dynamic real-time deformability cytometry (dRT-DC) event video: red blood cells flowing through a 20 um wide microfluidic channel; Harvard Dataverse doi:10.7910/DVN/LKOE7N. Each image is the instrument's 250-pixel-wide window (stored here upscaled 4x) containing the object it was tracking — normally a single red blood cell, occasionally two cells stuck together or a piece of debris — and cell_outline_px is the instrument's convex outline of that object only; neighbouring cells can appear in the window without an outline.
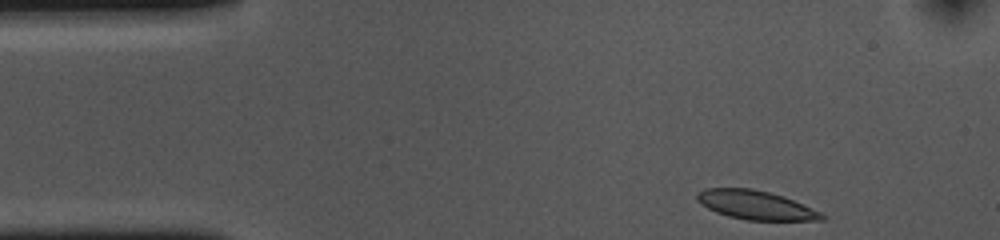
{"species": "common noctule bat (a hibernating species)", "species_latin": "Nyctalus noctula", "temperature_condition": "cold", "stored_images_in_passage": 39, "camera_frame_rate_fps": 3000, "um_per_image_px": 0.085, "animal": {"sex": "female", "body_mass_g": 10.0, "forearm_length_mm": 53.1}, "frame": {"image": 1, "passage_image": 1, "time_ms": 0.0, "image_size_px": [1000, 240], "cell_outline_px": [[828, 216], [824, 220], [748, 220], [728, 216], [716, 212], [708, 208], [696, 200], [696, 192], [704, 188], [752, 188], [784, 196], [820, 212]], "centroid_in_image_um": [64.21, 17.42], "position_along_channel_um": 20.8, "area_um2": 20.98}}
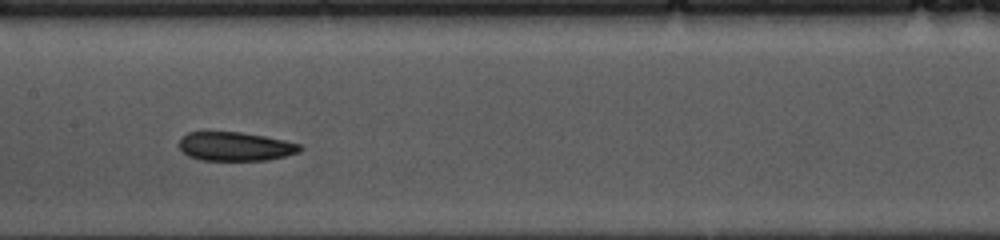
{"frame": {"image": 2, "passage_image": 20, "time_ms": 6.333, "image_size_px": [1000, 240], "cell_outline_px": [[304, 148], [300, 152], [268, 160], [200, 160], [188, 156], [180, 148], [180, 136], [188, 132], [240, 132], [264, 136], [284, 140], [300, 144]], "centroid_in_image_um": [20.01, 12.45], "position_along_channel_um": 187.4, "area_um2": 20.35}}
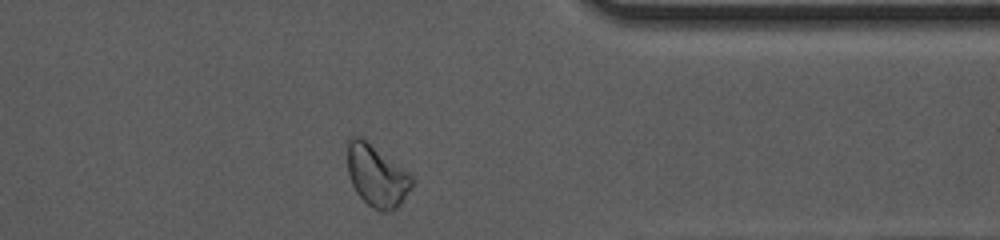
{"frame": {"image": 3, "passage_image": 37, "time_ms": 12.0, "image_size_px": [1000, 240], "cell_outline_px": [[412, 184], [400, 204], [392, 212], [380, 212], [368, 204], [356, 192], [352, 184], [348, 172], [344, 140], [352, 136], [360, 136], [412, 176]], "centroid_in_image_um": [31.94, 14.92], "position_along_channel_um": 379.5, "area_um2": 23.06}, "authors_computed_cell_mechanics": {"area_um2": 21.3282, "velocity_mm_per_s": 3.6212, "shape_relaxation_time_tau1_ms": 9.2385, "shape_relaxation_time_tau2_ms": null, "deformation_change_tau1": 0.1195, "deformation_change_tau2": null}}